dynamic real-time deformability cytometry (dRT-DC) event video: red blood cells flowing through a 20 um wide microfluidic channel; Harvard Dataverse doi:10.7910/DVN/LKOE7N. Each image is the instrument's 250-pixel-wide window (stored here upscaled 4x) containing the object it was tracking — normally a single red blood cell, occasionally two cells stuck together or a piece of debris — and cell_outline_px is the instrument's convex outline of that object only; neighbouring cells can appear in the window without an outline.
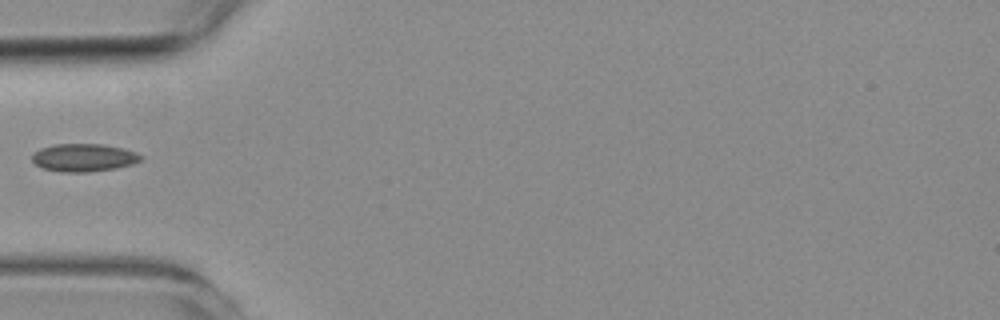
{"species": "common noctule bat (a hibernating species)", "species_latin": "Nyctalus noctula", "temperature_condition": "room temperature", "stored_images_in_passage": 8, "camera_frame_rate_fps": 3000, "um_per_image_px": 0.085, "animal": {"sex": "female", "body_mass_g": 19.3, "forearm_length_mm": 54.1}, "frame": {"image": 1, "passage_image": 1, "time_ms": 0.0, "image_size_px": [1000, 320], "cell_outline_px": [[144, 156], [140, 160], [132, 164], [116, 168], [88, 172], [60, 172], [44, 168], [36, 164], [32, 160], [32, 156], [40, 148], [52, 144], [104, 144], [124, 148], [136, 152]], "centroid_in_image_um": [7.14, 13.39], "position_along_channel_um": 77.9, "area_um2": 17.69}}
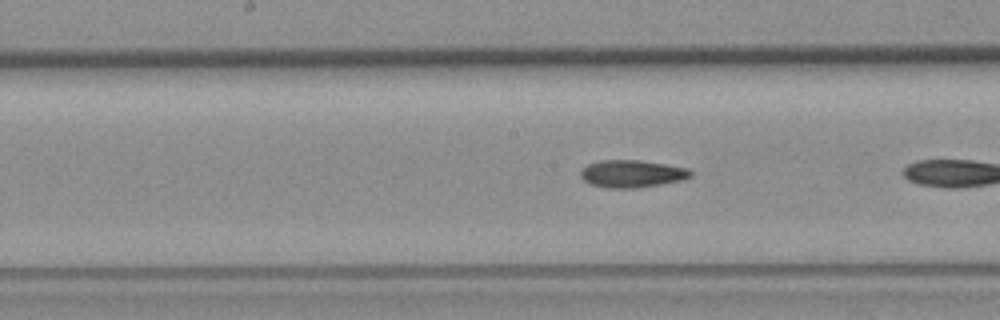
{"frame": {"image": 2, "passage_image": 7, "time_ms": 2.0, "image_size_px": [1000, 320], "cell_outline_px": [[692, 176], [684, 180], [636, 188], [608, 188], [592, 184], [584, 180], [580, 176], [580, 172], [588, 164], [600, 160], [640, 160], [688, 168], [692, 172]], "centroid_in_image_um": [53.74, 14.76], "position_along_channel_um": 194.5, "area_um2": 17.51}}